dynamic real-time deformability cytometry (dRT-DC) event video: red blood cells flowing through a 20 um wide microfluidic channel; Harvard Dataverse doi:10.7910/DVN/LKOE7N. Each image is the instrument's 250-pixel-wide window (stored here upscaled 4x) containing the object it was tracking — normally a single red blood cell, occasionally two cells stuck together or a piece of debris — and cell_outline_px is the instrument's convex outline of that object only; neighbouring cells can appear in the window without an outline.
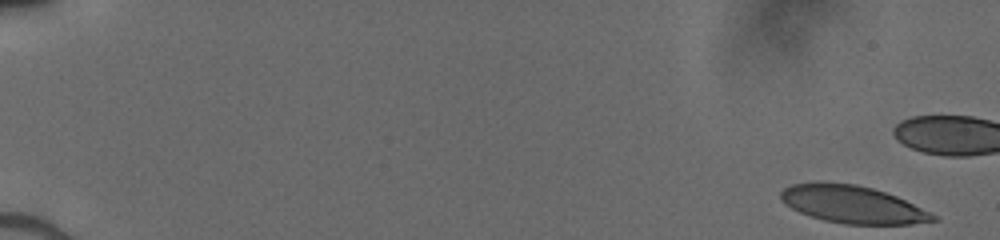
{"species": "human", "species_latin": "Homo sapiens", "temperature_condition": "cold", "stored_images_in_passage": 20, "camera_frame_rate_fps": 3000, "um_per_image_px": 0.085, "donor": {"sex": "male"}, "frame": {"image": 1, "passage_image": 1, "time_ms": 0.0, "image_size_px": [1000, 240], "cell_outline_px": [[940, 220], [912, 224], [844, 224], [824, 220], [808, 216], [784, 204], [780, 200], [780, 192], [784, 188], [792, 184], [816, 180], [824, 180], [856, 184], [872, 188], [896, 196], [932, 212]], "centroid_in_image_um": [72.43, 17.35], "position_along_channel_um": 12.6, "area_um2": 33.87}}
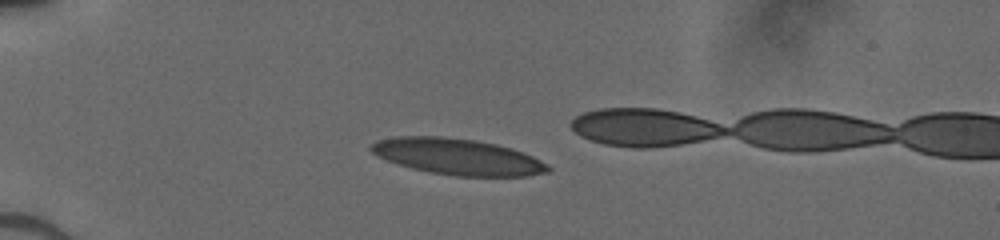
{"frame": {"image": 2, "passage_image": 14, "time_ms": 4.333, "image_size_px": [1000, 240], "cell_outline_px": [[552, 168], [548, 172], [528, 176], [456, 176], [432, 172], [412, 168], [388, 160], [372, 152], [368, 148], [376, 140], [396, 136], [440, 136], [476, 140], [496, 144], [512, 148], [532, 156], [548, 164]], "centroid_in_image_um": [38.92, 13.31], "position_along_channel_um": 46.1, "area_um2": 37.11}}
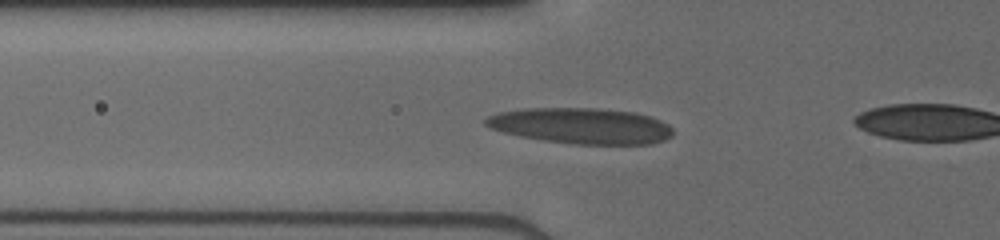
{"frame": {"image": 3, "passage_image": 19, "time_ms": 6.0, "image_size_px": [1000, 240], "cell_outline_px": [[672, 136], [664, 140], [652, 144], [572, 144], [544, 140], [520, 136], [504, 132], [492, 128], [484, 124], [484, 120], [488, 116], [500, 112], [520, 108], [596, 108], [636, 112], [660, 120], [668, 124], [672, 128]], "centroid_in_image_um": [49.41, 10.69], "position_along_channel_um": 76.4, "area_um2": 39.13}}